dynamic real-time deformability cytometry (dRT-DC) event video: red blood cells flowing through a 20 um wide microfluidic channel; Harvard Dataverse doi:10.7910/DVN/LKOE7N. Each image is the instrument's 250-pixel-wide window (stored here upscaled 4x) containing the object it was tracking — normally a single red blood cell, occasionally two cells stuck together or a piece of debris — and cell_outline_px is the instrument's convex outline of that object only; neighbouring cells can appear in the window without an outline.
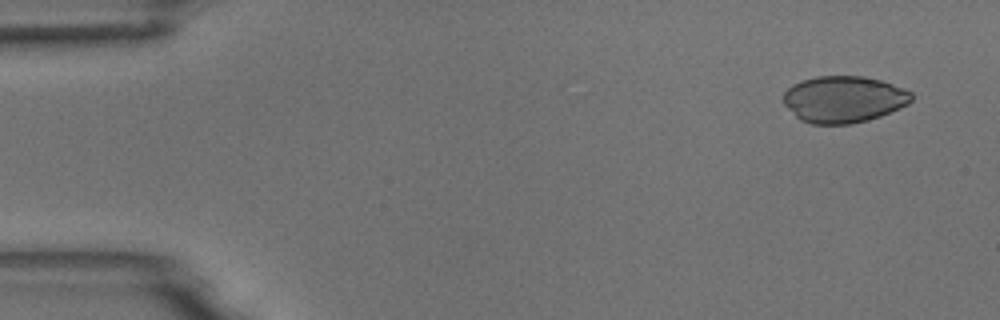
{"species": "common noctule bat (a hibernating species)", "species_latin": "Nyctalus noctula", "temperature_condition": "room temperature", "stored_images_in_passage": 5, "camera_frame_rate_fps": 3000, "um_per_image_px": 0.085, "animal": {"sex": "male", "body_mass_g": 18.8}, "frame": {"image": 1, "passage_image": 1, "time_ms": 0.0, "image_size_px": [1000, 320], "cell_outline_px": [[912, 100], [908, 104], [900, 108], [880, 116], [868, 120], [852, 124], [812, 124], [800, 120], [784, 104], [784, 92], [792, 84], [800, 80], [816, 76], [864, 76], [880, 80], [904, 88], [912, 92]], "centroid_in_image_um": [71.71, 8.43], "position_along_channel_um": 13.3, "area_um2": 34.97}}